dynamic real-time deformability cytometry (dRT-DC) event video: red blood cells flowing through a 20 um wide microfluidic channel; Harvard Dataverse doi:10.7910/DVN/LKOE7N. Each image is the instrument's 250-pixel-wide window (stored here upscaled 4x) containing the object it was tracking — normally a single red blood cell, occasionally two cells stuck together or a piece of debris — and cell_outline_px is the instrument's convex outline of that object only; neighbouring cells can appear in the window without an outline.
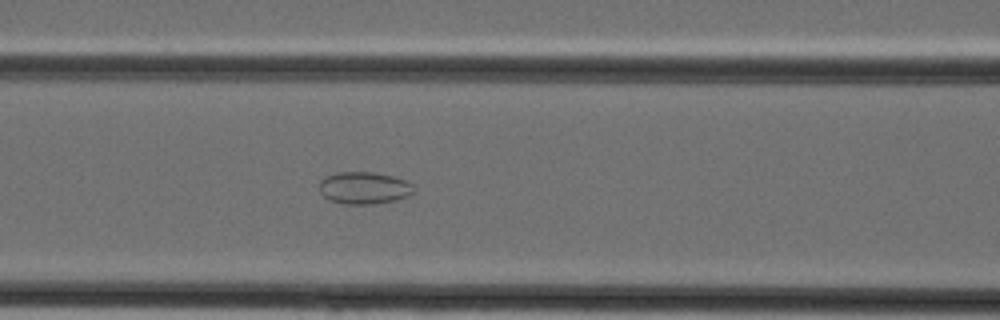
{"species": "Egyptian fruit bat (a non-hibernating species)", "species_latin": "Rousettus aegyptiacus", "temperature_condition": "cold", "stored_images_in_passage": 35, "camera_frame_rate_fps": 3000, "um_per_image_px": 0.085, "animal": {"sex": "female"}, "frame": {"image": 1, "passage_image": 12, "time_ms": 3.667, "image_size_px": [1000, 320], "cell_outline_px": [[412, 192], [408, 196], [396, 200], [372, 204], [344, 204], [332, 200], [324, 196], [320, 192], [320, 180], [324, 176], [336, 172], [372, 172], [392, 176], [404, 180], [412, 184]], "centroid_in_image_um": [30.91, 15.97], "position_along_channel_um": 135.7, "area_um2": 17.57}}
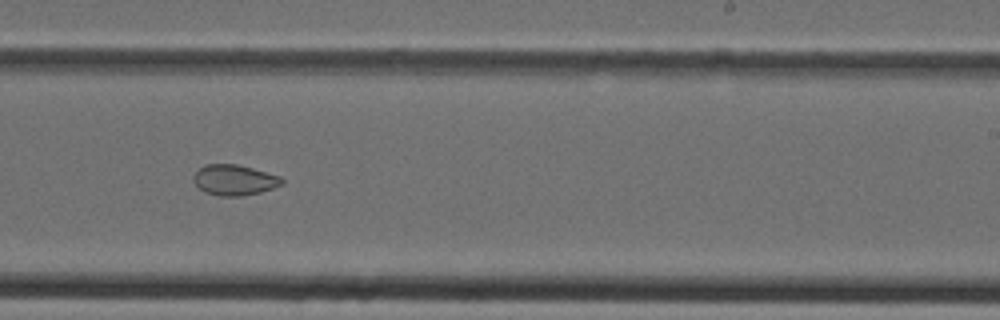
{"frame": {"image": 2, "passage_image": 20, "time_ms": 6.333, "image_size_px": [1000, 320], "cell_outline_px": [[284, 184], [260, 192], [244, 196], [220, 196], [204, 192], [192, 180], [192, 176], [204, 164], [236, 164], [252, 168], [280, 176], [284, 180]], "centroid_in_image_um": [19.91, 15.3], "position_along_channel_um": 269.1, "area_um2": 15.78}}
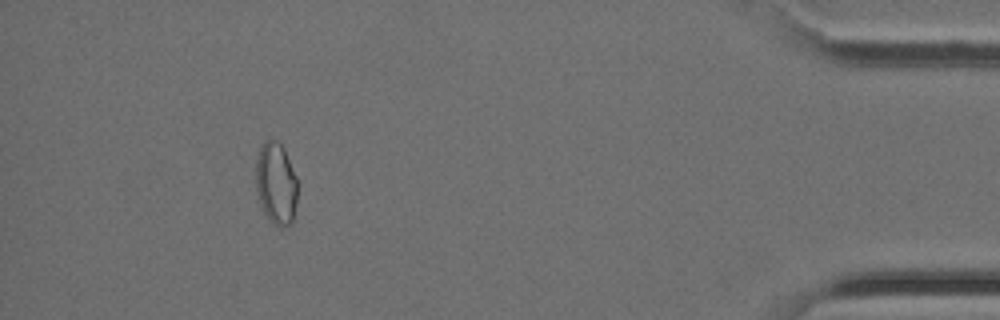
{"frame": {"image": 3, "passage_image": 32, "time_ms": 10.333, "image_size_px": [1000, 320], "cell_outline_px": [[300, 184], [292, 224], [280, 228], [272, 224], [264, 212], [260, 204], [256, 192], [256, 160], [260, 148], [264, 140], [276, 140], [284, 148]], "centroid_in_image_um": [23.49, 15.63], "position_along_channel_um": 411.7, "area_um2": 20.52}}